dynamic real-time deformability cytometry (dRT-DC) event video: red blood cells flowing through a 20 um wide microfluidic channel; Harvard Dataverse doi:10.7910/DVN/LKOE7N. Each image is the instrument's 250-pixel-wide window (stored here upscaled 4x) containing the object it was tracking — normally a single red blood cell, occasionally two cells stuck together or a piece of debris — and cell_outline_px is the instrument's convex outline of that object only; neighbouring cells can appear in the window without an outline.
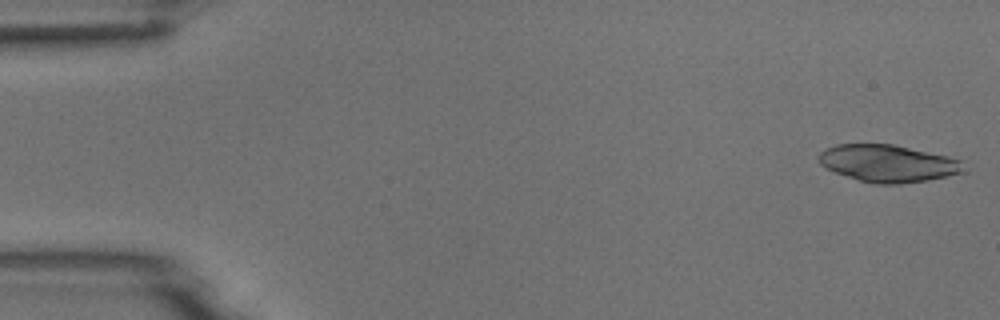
{"species": "common noctule bat (a hibernating species)", "species_latin": "Nyctalus noctula", "temperature_condition": "room temperature", "stored_images_in_passage": 15, "camera_frame_rate_fps": 3000, "um_per_image_px": 0.085, "animal": {"sex": "male", "body_mass_g": 18.8}, "frame": {"image": 1, "passage_image": 1, "time_ms": 0.0, "image_size_px": [1000, 320], "cell_outline_px": [[964, 172], [948, 176], [928, 180], [900, 184], [876, 184], [860, 180], [836, 172], [820, 164], [820, 152], [824, 148], [836, 144], [892, 144], [948, 156], [960, 160]], "centroid_in_image_um": [75.48, 13.88], "position_along_channel_um": 9.5, "area_um2": 31.1}}
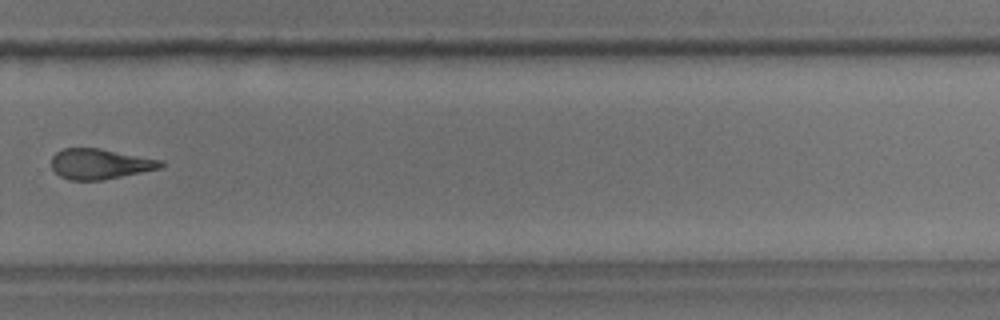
{"frame": {"image": 2, "passage_image": 11, "time_ms": 11.667, "image_size_px": [1000, 320], "cell_outline_px": [[164, 164], [160, 168], [104, 180], [68, 180], [60, 176], [52, 168], [52, 156], [56, 152], [64, 148], [100, 148], [164, 160]], "centroid_in_image_um": [8.5, 13.93], "position_along_channel_um": 321.3, "area_um2": 19.42}}